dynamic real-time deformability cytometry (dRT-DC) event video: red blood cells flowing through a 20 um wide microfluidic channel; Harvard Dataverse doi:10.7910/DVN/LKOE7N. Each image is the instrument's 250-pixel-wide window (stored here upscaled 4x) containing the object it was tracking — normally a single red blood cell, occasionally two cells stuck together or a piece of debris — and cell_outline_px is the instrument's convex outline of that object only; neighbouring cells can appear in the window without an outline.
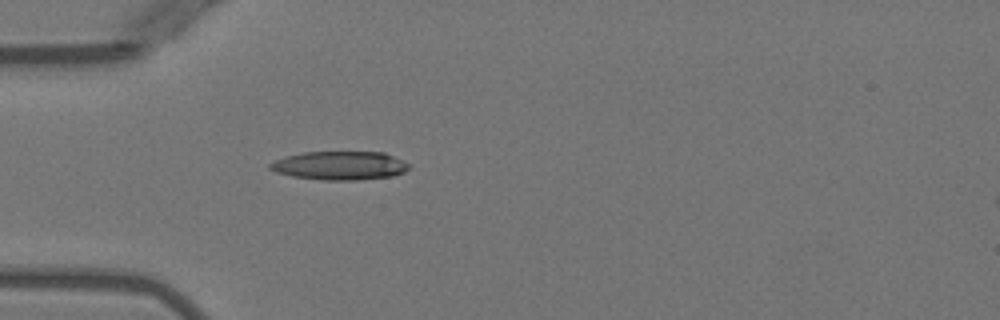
{"species": "Egyptian fruit bat (a non-hibernating species)", "species_latin": "Rousettus aegyptiacus", "temperature_condition": "warm", "stored_images_in_passage": 2, "segment_of_instrument_passage": [1, 2], "camera_frame_rate_fps": 3000, "um_per_image_px": 0.085, "animal": {"sex": "female"}, "frame": {"image": 1, "passage_image": 1, "time_ms": 0.0, "image_size_px": [1000, 320], "cell_outline_px": [[408, 168], [404, 172], [392, 176], [356, 180], [320, 180], [292, 176], [276, 172], [268, 168], [268, 164], [284, 156], [304, 152], [384, 152], [408, 164]], "centroid_in_image_um": [28.83, 14.07], "position_along_channel_um": 56.2, "area_um2": 23.06}}